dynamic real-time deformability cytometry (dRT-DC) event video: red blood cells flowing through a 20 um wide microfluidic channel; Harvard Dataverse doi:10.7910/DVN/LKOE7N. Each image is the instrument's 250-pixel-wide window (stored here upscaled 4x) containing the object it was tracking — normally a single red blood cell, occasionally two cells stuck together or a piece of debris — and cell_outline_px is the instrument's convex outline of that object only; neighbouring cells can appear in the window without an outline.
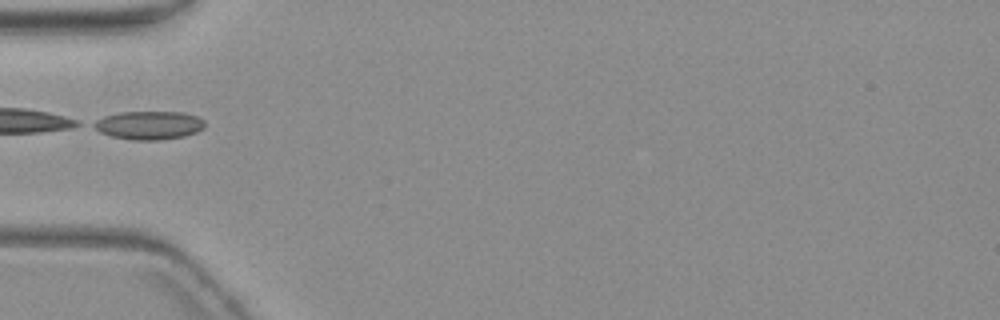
{"species": "common noctule bat (a hibernating species)", "species_latin": "Nyctalus noctula", "temperature_condition": "warm", "stored_images_in_passage": 6, "camera_frame_rate_fps": 3000, "um_per_image_px": 0.085, "animal": {"sex": "female", "body_mass_g": 19.3, "forearm_length_mm": 54.1}, "frame": {"image": 1, "passage_image": 4, "time_ms": 4.0, "image_size_px": [1000, 320], "cell_outline_px": [[204, 128], [196, 132], [184, 136], [160, 140], [132, 140], [112, 136], [100, 132], [88, 124], [104, 116], [120, 112], [184, 112], [196, 116], [204, 120]], "centroid_in_image_um": [12.63, 10.64], "position_along_channel_um": 72.4, "area_um2": 18.5}}
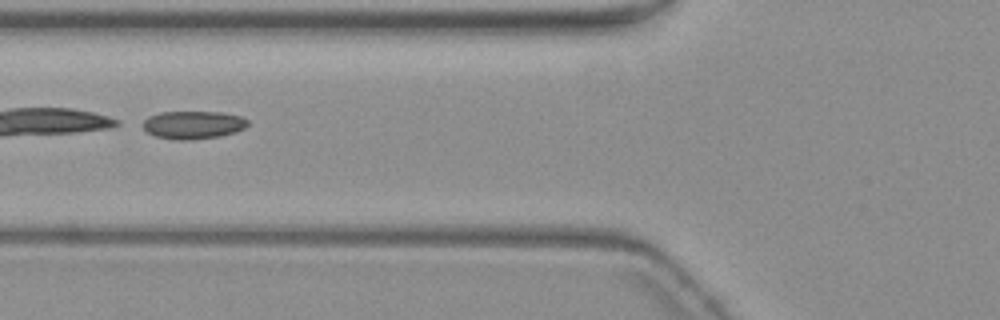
{"frame": {"image": 2, "passage_image": 5, "time_ms": 5.0, "image_size_px": [1000, 320], "cell_outline_px": [[248, 124], [244, 128], [236, 132], [220, 136], [192, 140], [172, 140], [152, 136], [136, 124], [148, 116], [160, 112], [220, 112], [240, 116], [248, 120]], "centroid_in_image_um": [16.3, 10.62], "position_along_channel_um": 109.5, "area_um2": 17.63}}
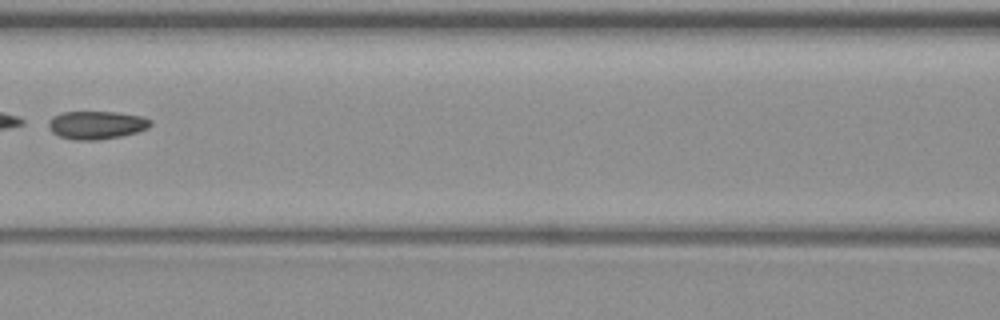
{"frame": {"image": 3, "passage_image": 6, "time_ms": 6.333, "image_size_px": [1000, 320], "cell_outline_px": [[152, 124], [148, 128], [136, 132], [120, 136], [100, 140], [72, 140], [60, 136], [52, 132], [48, 128], [48, 120], [52, 116], [60, 112], [116, 112], [140, 116], [152, 120]], "centroid_in_image_um": [8.17, 10.62], "position_along_channel_um": 158.4, "area_um2": 16.82}}